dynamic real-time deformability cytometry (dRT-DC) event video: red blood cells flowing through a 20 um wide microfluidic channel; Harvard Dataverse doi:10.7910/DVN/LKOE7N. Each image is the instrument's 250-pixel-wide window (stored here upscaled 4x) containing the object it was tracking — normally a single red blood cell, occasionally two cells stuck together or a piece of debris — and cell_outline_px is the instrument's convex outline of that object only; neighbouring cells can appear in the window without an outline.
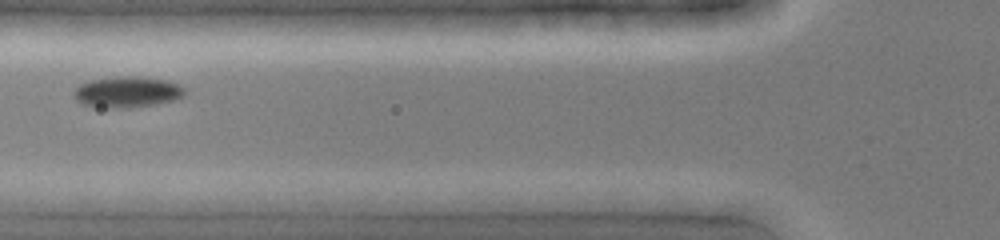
{"species": "common noctule bat (a hibernating species)", "species_latin": "Nyctalus noctula", "temperature_condition": "cold", "stored_images_in_passage": 6, "segment_of_instrument_passage": [2, 2], "camera_frame_rate_fps": 3000, "um_per_image_px": 0.085, "animal": {"sex": "female", "body_mass_g": 19.0, "forearm_length_mm": 51.5}, "frame": {"image": 1, "passage_image": 6, "time_ms": 1.667, "image_size_px": [1000, 240], "cell_outline_px": [[592, 200], [556, 212], [472, 200], [492, 192], [556, 192]], "centroid_in_image_um": [45.4, 17.01], "position_along_channel_um": 80.4, "area_um2": 10.52}}